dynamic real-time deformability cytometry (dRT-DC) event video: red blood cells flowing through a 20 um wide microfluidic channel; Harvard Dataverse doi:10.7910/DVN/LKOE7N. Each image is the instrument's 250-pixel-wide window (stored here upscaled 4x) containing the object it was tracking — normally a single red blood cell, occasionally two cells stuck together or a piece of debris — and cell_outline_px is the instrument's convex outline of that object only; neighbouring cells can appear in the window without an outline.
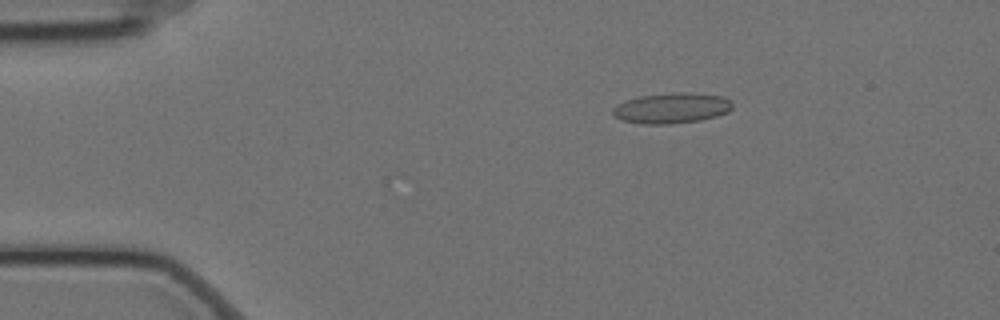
{"species": "Egyptian fruit bat (a non-hibernating species)", "species_latin": "Rousettus aegyptiacus", "temperature_condition": "cold", "stored_images_in_passage": 5, "camera_frame_rate_fps": 3000, "um_per_image_px": 0.085, "animal": {"sex": "female"}, "frame": {"image": 1, "passage_image": 3, "time_ms": 0.667, "image_size_px": [1000, 320], "cell_outline_px": [[732, 108], [728, 112], [716, 116], [700, 120], [672, 124], [640, 124], [620, 120], [612, 112], [612, 108], [624, 100], [640, 96], [672, 92], [688, 92], [724, 96], [732, 100]], "centroid_in_image_um": [57.1, 9.18], "position_along_channel_um": 27.9, "area_um2": 21.56}}